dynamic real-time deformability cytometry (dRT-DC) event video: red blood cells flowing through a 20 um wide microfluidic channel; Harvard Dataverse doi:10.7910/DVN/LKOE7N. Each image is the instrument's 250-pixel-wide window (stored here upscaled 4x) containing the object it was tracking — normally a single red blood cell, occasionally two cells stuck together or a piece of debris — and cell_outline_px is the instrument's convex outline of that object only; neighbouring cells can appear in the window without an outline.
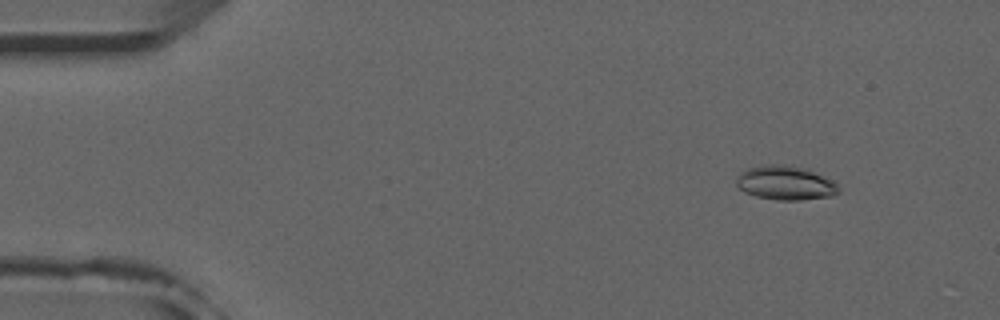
{"species": "common noctule bat (a hibernating species)", "species_latin": "Nyctalus noctula", "temperature_condition": "room temperature", "stored_images_in_passage": 42, "camera_frame_rate_fps": 3000, "um_per_image_px": 0.085, "animal": {"sex": "male", "forearm_length_mm": 52.5}, "frame": {"image": 1, "passage_image": 2, "time_ms": 0.333, "image_size_px": [1000, 320], "cell_outline_px": [[840, 192], [836, 196], [800, 200], [776, 200], [756, 196], [744, 192], [736, 184], [736, 176], [740, 172], [748, 168], [764, 164], [784, 164], [808, 168], [832, 180], [840, 188]], "centroid_in_image_um": [66.78, 15.54], "position_along_channel_um": 18.2, "area_um2": 20.75}}
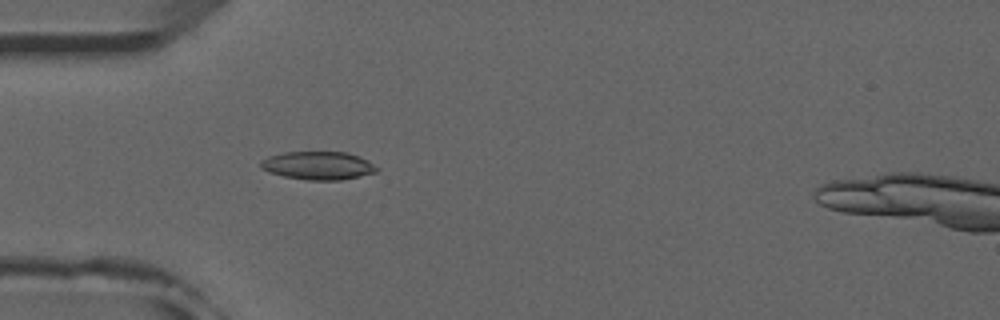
{"frame": {"image": 2, "passage_image": 12, "time_ms": 3.667, "image_size_px": [1000, 320], "cell_outline_px": [[380, 168], [376, 172], [340, 180], [308, 180], [284, 176], [268, 172], [260, 168], [260, 160], [268, 156], [284, 152], [348, 152], [368, 160]], "centroid_in_image_um": [27.02, 14.06], "position_along_channel_um": 58.0, "area_um2": 19.13}}
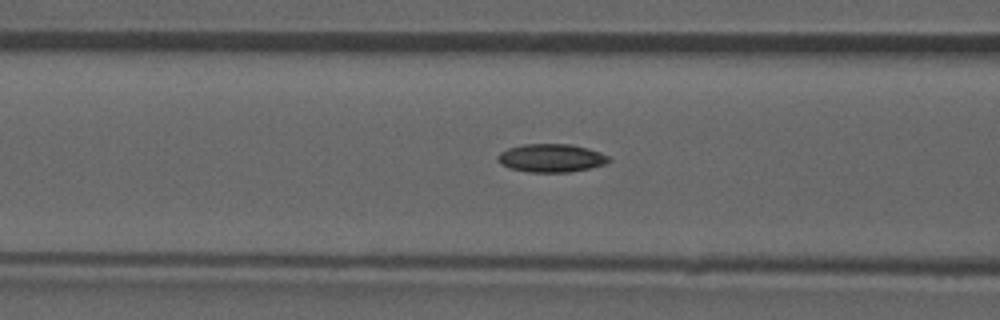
{"frame": {"image": 3, "passage_image": 17, "time_ms": 5.333, "image_size_px": [1000, 320], "cell_outline_px": [[612, 160], [604, 164], [588, 168], [568, 172], [528, 172], [508, 168], [500, 164], [496, 160], [496, 156], [500, 152], [508, 148], [524, 144], [572, 144], [588, 148], [600, 152], [608, 156]], "centroid_in_image_um": [46.81, 13.43], "position_along_channel_um": 119.8, "area_um2": 18.38}}